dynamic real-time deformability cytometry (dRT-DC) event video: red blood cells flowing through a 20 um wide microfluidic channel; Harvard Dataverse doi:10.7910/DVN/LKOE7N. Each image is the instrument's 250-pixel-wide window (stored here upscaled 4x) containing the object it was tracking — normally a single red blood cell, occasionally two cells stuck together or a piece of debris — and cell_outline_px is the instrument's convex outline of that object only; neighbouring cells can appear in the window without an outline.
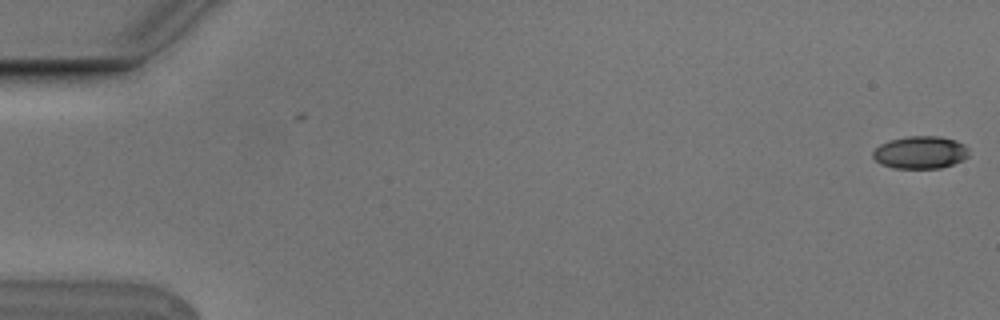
{"species": "Egyptian fruit bat (a non-hibernating species)", "species_latin": "Rousettus aegyptiacus", "temperature_condition": "cold", "stored_images_in_passage": 2, "camera_frame_rate_fps": 3000, "um_per_image_px": 0.085, "animal": {"sex": "male"}, "frame": {"image": 1, "passage_image": 2, "time_ms": 0.333, "image_size_px": [1000, 320], "cell_outline_px": [[968, 156], [964, 160], [940, 168], [892, 168], [880, 164], [872, 156], [872, 152], [880, 144], [888, 140], [908, 136], [940, 136], [956, 140], [964, 144], [968, 148]], "centroid_in_image_um": [78.22, 12.95], "position_along_channel_um": 6.8, "area_um2": 18.38}}